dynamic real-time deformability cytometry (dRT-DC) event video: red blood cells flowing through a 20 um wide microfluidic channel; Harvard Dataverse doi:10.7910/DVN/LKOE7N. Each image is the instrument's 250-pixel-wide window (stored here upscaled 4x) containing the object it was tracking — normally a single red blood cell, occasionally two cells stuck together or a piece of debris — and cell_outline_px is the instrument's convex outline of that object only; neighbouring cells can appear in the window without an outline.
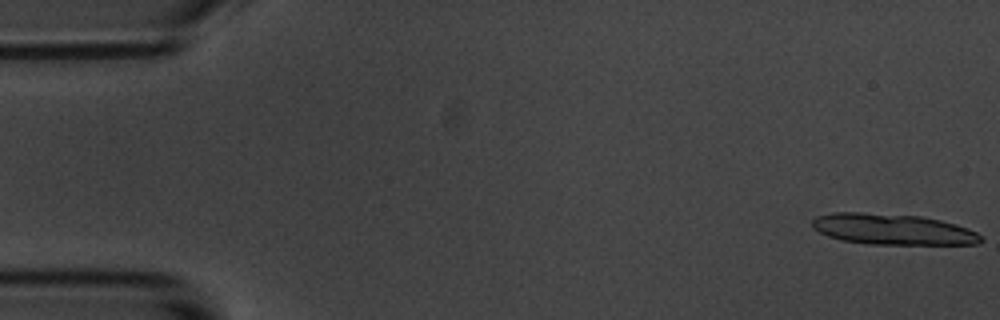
{"species": "common noctule bat (a hibernating species)", "species_latin": "Nyctalus noctula", "temperature_condition": "room temperature", "stored_images_in_passage": 14, "camera_frame_rate_fps": 3000, "um_per_image_px": 0.085, "animal": {"sex": "male", "body_mass_g": 20.1, "forearm_length_mm": 53.5}, "frame": {"image": 1, "passage_image": 1, "time_ms": 0.0, "image_size_px": [1000, 320], "cell_outline_px": [[984, 240], [980, 244], [868, 244], [844, 240], [828, 236], [812, 228], [812, 220], [816, 216], [832, 212], [860, 212], [920, 216], [940, 220], [956, 224], [968, 228], [984, 236]], "centroid_in_image_um": [75.91, 19.49], "position_along_channel_um": 9.1, "area_um2": 30.46}}